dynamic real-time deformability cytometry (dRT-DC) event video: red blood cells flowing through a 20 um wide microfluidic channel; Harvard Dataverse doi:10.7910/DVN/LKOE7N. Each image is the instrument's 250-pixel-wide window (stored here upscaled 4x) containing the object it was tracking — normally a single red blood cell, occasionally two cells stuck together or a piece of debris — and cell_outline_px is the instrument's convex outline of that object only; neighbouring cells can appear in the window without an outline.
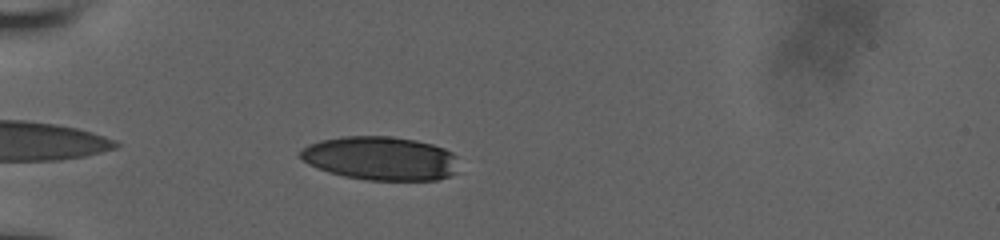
{"species": "human", "species_latin": "Homo sapiens", "temperature_condition": "room temperature", "stored_images_in_passage": 35, "camera_frame_rate_fps": 3000, "um_per_image_px": 0.085, "donor": {"sex": "male"}, "frame": {"image": 1, "passage_image": 3, "time_ms": 0.667, "image_size_px": [1000, 240], "cell_outline_px": [[456, 172], [452, 176], [436, 180], [368, 180], [344, 176], [328, 172], [308, 164], [300, 156], [300, 152], [308, 144], [320, 140], [344, 136], [392, 136], [416, 140], [432, 144], [444, 148], [452, 152], [456, 156]], "centroid_in_image_um": [32.37, 13.46], "position_along_channel_um": 52.6, "area_um2": 40.46}}
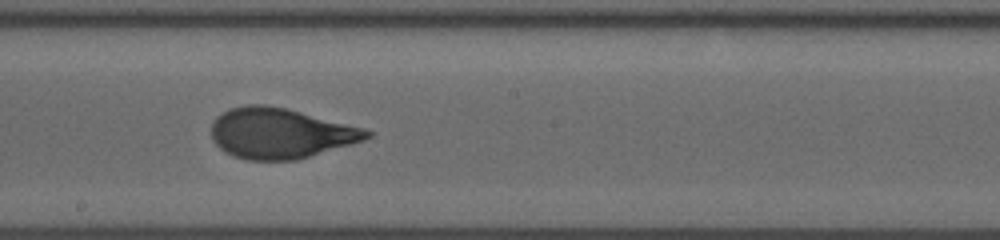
{"frame": {"image": 2, "passage_image": 18, "time_ms": 5.667, "image_size_px": [1000, 240], "cell_outline_px": [[372, 136], [364, 140], [352, 144], [296, 160], [244, 160], [232, 156], [224, 152], [212, 140], [212, 124], [216, 116], [232, 108], [248, 104], [264, 104], [284, 108], [364, 128], [372, 132]], "centroid_in_image_um": [23.8, 11.34], "position_along_channel_um": 224.4, "area_um2": 45.43}}
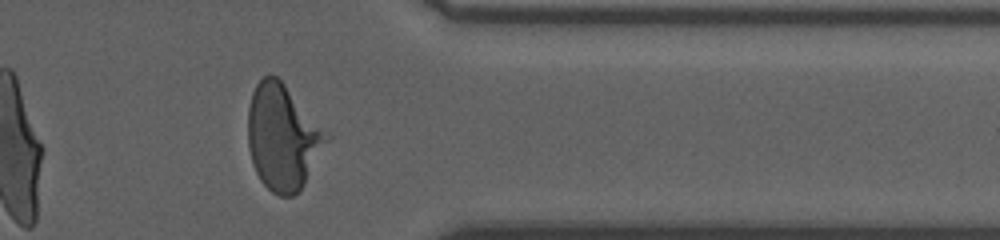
{"frame": {"image": 3, "passage_image": 31, "time_ms": 10.0, "image_size_px": [1000, 240], "cell_outline_px": [[332, 136], [304, 184], [292, 196], [280, 196], [272, 192], [260, 180], [252, 164], [248, 144], [248, 108], [252, 92], [256, 84], [264, 76], [276, 76], [284, 84]], "centroid_in_image_um": [24.04, 11.67], "position_along_channel_um": 387.4, "area_um2": 48.15}, "authors_computed_cell_mechanics": {"area_um2": 45.0262, "velocity_mm_per_s": 3.9259, "shape_relaxation_time_tau1_ms": 3.7688, "shape_relaxation_time_tau2_ms": null, "deformation_change_tau1": 0.1782, "deformation_change_tau2": null}}